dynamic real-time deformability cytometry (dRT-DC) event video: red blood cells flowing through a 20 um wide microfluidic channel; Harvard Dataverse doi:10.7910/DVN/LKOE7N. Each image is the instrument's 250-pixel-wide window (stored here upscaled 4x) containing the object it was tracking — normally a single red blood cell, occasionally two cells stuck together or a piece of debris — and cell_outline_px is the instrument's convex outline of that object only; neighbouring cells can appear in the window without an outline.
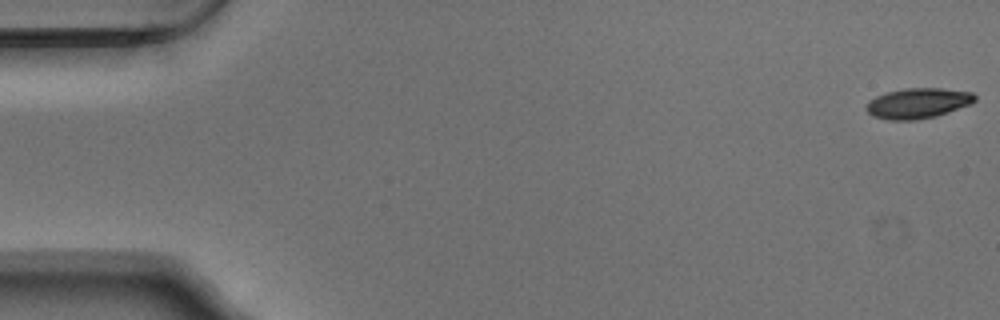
{"species": "Egyptian fruit bat (a non-hibernating species)", "species_latin": "Rousettus aegyptiacus", "temperature_condition": "warm", "stored_images_in_passage": 13, "camera_frame_rate_fps": 3000, "um_per_image_px": 0.085, "animal": {"sex": "male"}, "frame": {"image": 1, "passage_image": 1, "time_ms": 0.0, "image_size_px": [1000, 320], "cell_outline_px": [[976, 100], [972, 104], [936, 116], [916, 120], [888, 120], [872, 116], [864, 108], [868, 100], [884, 92], [904, 88], [940, 88], [972, 92], [976, 96]], "centroid_in_image_um": [77.99, 8.77], "position_along_channel_um": 7.0, "area_um2": 19.48}}